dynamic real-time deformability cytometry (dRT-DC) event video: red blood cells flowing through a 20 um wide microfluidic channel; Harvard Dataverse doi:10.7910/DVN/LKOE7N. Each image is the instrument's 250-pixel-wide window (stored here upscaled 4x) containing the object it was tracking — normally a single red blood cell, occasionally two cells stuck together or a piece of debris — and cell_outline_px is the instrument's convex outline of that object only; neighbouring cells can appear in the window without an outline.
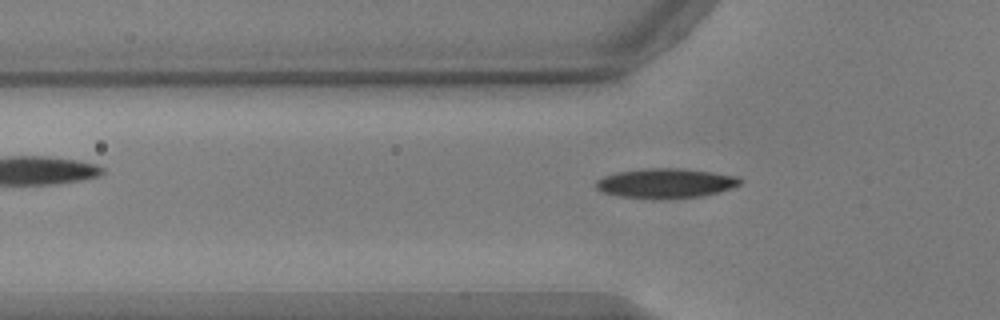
{"species": "common noctule bat (a hibernating species)", "species_latin": "Nyctalus noctula", "temperature_condition": "warm", "stored_images_in_passage": 55, "camera_frame_rate_fps": 3000, "um_per_image_px": 0.085, "animal": {"sex": "male", "body_mass_g": 17.9, "forearm_length_mm": 54.2}, "frame": {"image": 1, "passage_image": 18, "time_ms": 5.667, "image_size_px": [1000, 320], "cell_outline_px": [[740, 184], [732, 188], [720, 192], [704, 196], [620, 196], [604, 192], [596, 188], [596, 180], [604, 176], [616, 172], [648, 168], [684, 168], [740, 176]], "centroid_in_image_um": [56.64, 15.52], "position_along_channel_um": 69.2, "area_um2": 24.04}}
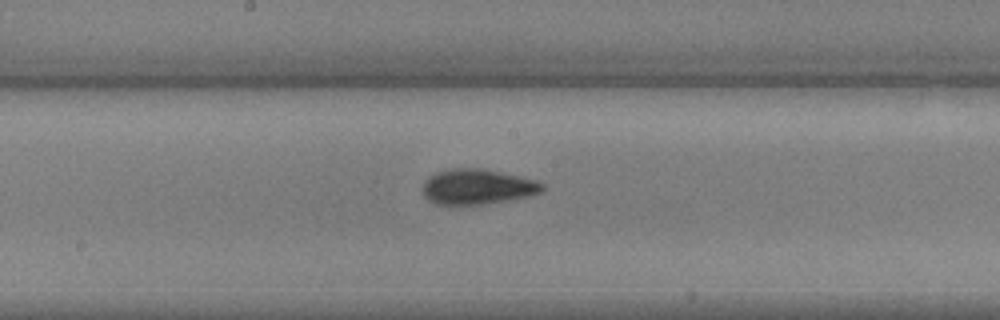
{"frame": {"image": 2, "passage_image": 29, "time_ms": 9.333, "image_size_px": [1000, 320], "cell_outline_px": [[544, 188], [540, 192], [528, 196], [508, 200], [484, 204], [436, 204], [428, 200], [420, 192], [424, 180], [428, 176], [436, 172], [456, 168], [480, 168], [520, 176], [536, 180], [544, 184]], "centroid_in_image_um": [40.53, 15.87], "position_along_channel_um": 207.7, "area_um2": 24.62}}
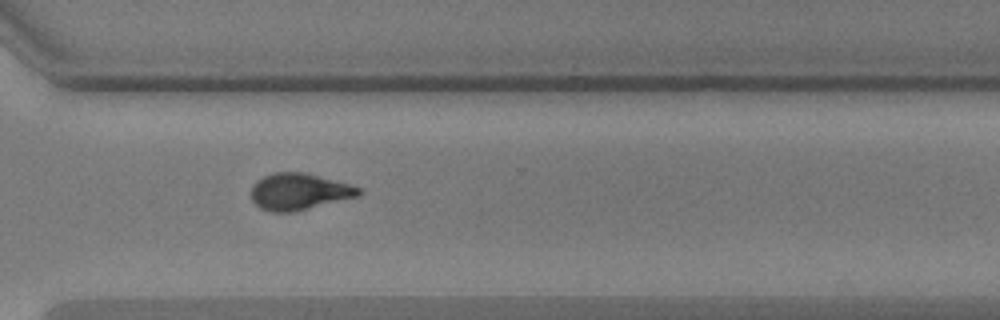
{"frame": {"image": 3, "passage_image": 40, "time_ms": 13.0, "image_size_px": [1000, 320], "cell_outline_px": [[364, 192], [360, 196], [296, 212], [272, 212], [260, 208], [252, 200], [252, 184], [256, 180], [272, 172], [304, 172], [348, 184], [360, 188]], "centroid_in_image_um": [25.43, 16.3], "position_along_channel_um": 345.2, "area_um2": 23.12}, "authors_computed_cell_mechanics": {"area_um2": 22.8888, "velocity_mm_per_s": 3.7596, "shape_relaxation_time_tau1_ms": 2.9898, "shape_relaxation_time_tau2_ms": 2.5071, "deformation_change_tau1": 0.1503, "deformation_change_tau2": 0.0742}}